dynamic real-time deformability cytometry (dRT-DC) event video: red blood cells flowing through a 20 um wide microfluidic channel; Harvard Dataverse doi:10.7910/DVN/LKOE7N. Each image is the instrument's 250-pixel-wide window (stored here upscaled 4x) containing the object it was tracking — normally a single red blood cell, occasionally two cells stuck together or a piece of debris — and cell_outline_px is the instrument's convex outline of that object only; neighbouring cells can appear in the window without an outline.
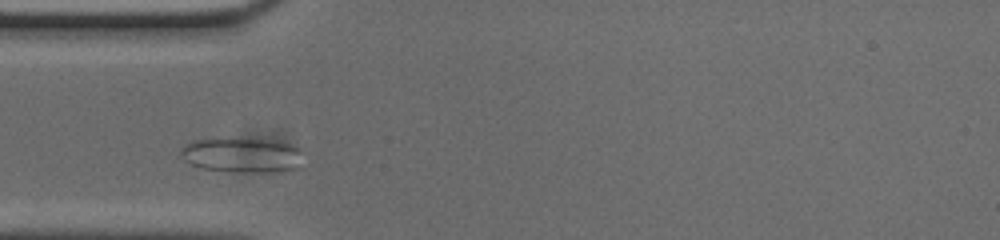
{"species": "common noctule bat (a hibernating species)", "species_latin": "Nyctalus noctula", "temperature_condition": "cold", "stored_images_in_passage": 34, "camera_frame_rate_fps": 3000, "um_per_image_px": 0.085, "animal": {"sex": "male", "body_mass_g": 20.0, "forearm_length_mm": 53.3}, "frame": {"image": 1, "passage_image": 6, "time_ms": 1.667, "image_size_px": [1000, 240], "cell_outline_px": [[304, 168], [288, 172], [232, 172], [204, 168], [192, 164], [184, 160], [180, 152], [180, 148], [184, 144], [192, 140], [216, 136], [264, 140], [292, 144], [300, 148], [304, 152]], "centroid_in_image_um": [20.66, 13.17], "position_along_channel_um": 64.3, "area_um2": 26.18}}
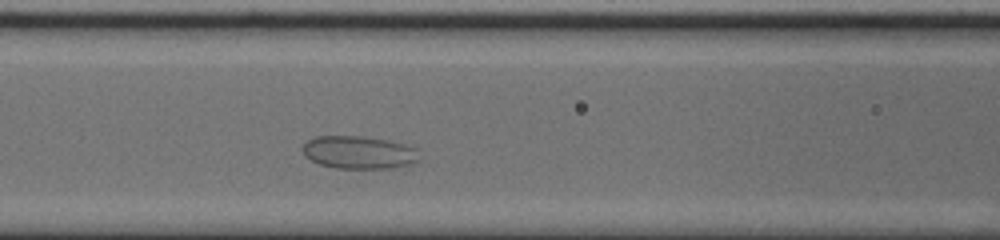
{"frame": {"image": 2, "passage_image": 12, "time_ms": 3.667, "image_size_px": [1000, 240], "cell_outline_px": [[420, 160], [408, 164], [388, 168], [336, 168], [320, 164], [304, 156], [304, 144], [308, 140], [316, 136], [360, 136], [388, 140], [404, 144], [416, 148]], "centroid_in_image_um": [30.5, 12.95], "position_along_channel_um": 136.1, "area_um2": 22.08}}
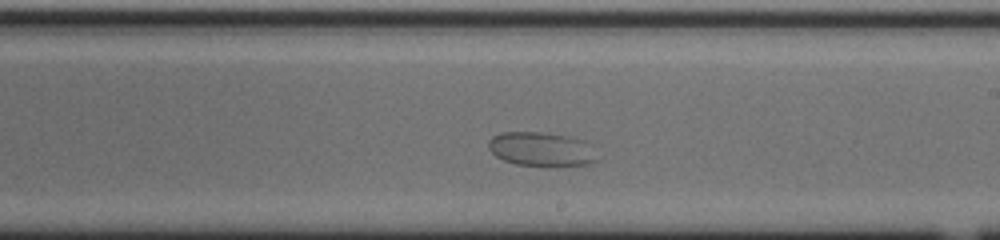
{"frame": {"image": 3, "passage_image": 21, "time_ms": 6.667, "image_size_px": [1000, 240], "cell_outline_px": [[600, 160], [592, 164], [548, 168], [544, 168], [516, 164], [504, 160], [496, 156], [488, 148], [488, 140], [492, 136], [500, 132], [540, 132], [572, 136], [584, 140]], "centroid_in_image_um": [46.04, 12.71], "position_along_channel_um": 243.0, "area_um2": 22.37}}